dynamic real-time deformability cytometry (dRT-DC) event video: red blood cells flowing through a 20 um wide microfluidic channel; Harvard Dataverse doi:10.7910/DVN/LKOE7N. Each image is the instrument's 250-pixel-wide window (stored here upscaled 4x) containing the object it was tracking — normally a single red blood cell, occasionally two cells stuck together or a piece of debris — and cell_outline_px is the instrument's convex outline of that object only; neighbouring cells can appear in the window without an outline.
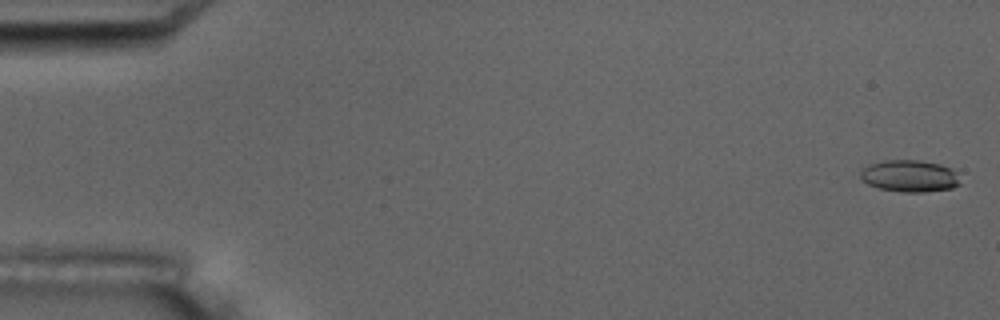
{"species": "common noctule bat (a hibernating species)", "species_latin": "Nyctalus noctula", "temperature_condition": "room temperature", "stored_images_in_passage": 3, "camera_frame_rate_fps": 3000, "um_per_image_px": 0.085, "animal": {"sex": "male", "body_mass_g": 17.5, "forearm_length_mm": 52.3}, "frame": {"image": 1, "passage_image": 1, "time_ms": 0.0, "image_size_px": [1000, 320], "cell_outline_px": [[960, 184], [952, 188], [924, 192], [900, 192], [880, 188], [868, 184], [860, 180], [860, 172], [868, 164], [884, 160], [920, 160], [940, 164], [952, 168]], "centroid_in_image_um": [77.28, 14.95], "position_along_channel_um": 7.7, "area_um2": 18.55}}